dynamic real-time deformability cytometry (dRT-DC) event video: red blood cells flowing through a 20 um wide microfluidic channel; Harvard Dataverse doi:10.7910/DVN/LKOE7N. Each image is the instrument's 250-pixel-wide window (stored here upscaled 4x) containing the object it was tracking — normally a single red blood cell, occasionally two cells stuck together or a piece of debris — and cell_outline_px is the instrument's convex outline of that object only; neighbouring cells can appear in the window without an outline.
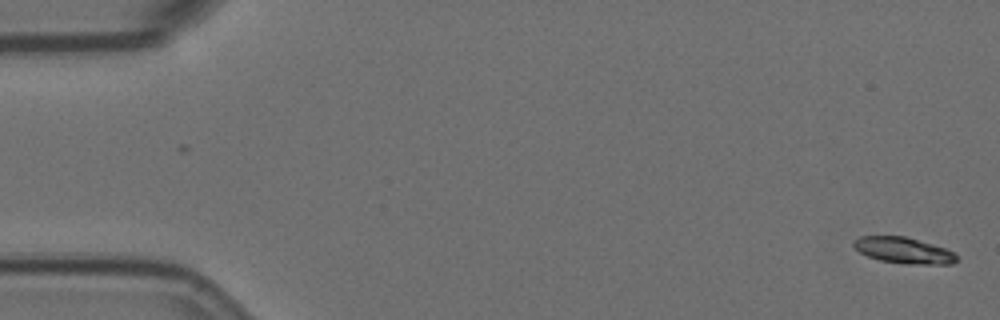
{"species": "Egyptian fruit bat (a non-hibernating species)", "species_latin": "Rousettus aegyptiacus", "temperature_condition": "room temperature", "stored_images_in_passage": 57, "camera_frame_rate_fps": 3000, "um_per_image_px": 0.085, "animal": {"sex": "female"}, "frame": {"image": 1, "passage_image": 1, "time_ms": 0.0, "image_size_px": [1000, 320], "cell_outline_px": [[960, 260], [952, 264], [904, 264], [880, 260], [868, 256], [860, 252], [852, 244], [860, 236], [904, 236], [932, 244], [944, 248], [952, 252]], "centroid_in_image_um": [76.83, 21.29], "position_along_channel_um": 8.2, "area_um2": 15.49}}
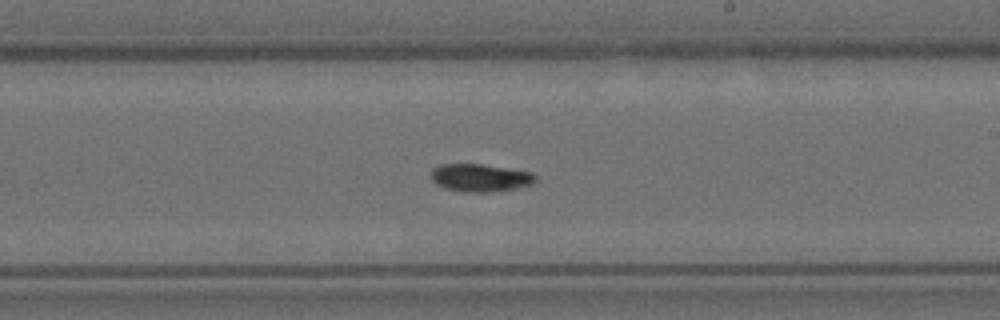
{"frame": {"image": 2, "passage_image": 33, "time_ms": 10.667, "image_size_px": [1000, 320], "cell_outline_px": [[536, 180], [532, 184], [516, 188], [492, 192], [464, 192], [444, 188], [436, 184], [432, 180], [432, 168], [440, 164], [480, 164], [532, 172], [536, 176]], "centroid_in_image_um": [40.81, 15.11], "position_along_channel_um": 248.2, "area_um2": 16.88}}
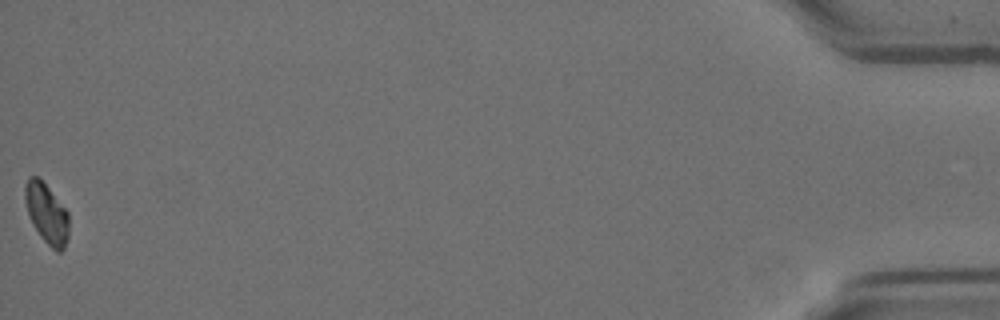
{"frame": {"image": 3, "passage_image": 57, "time_ms": 18.667, "image_size_px": [1000, 320], "cell_outline_px": [[68, 236], [64, 248], [60, 252], [56, 252], [40, 236], [32, 224], [24, 200], [24, 184], [28, 176], [36, 176], [48, 188], [68, 212]], "centroid_in_image_um": [3.94, 18.15], "position_along_channel_um": 431.3, "area_um2": 15.2}, "authors_computed_cell_mechanics": {"area_um2": 16.2418, "velocity_mm_per_s": 3.5496, "shape_relaxation_time_tau1_ms": 8.3524, "shape_relaxation_time_tau2_ms": null, "deformation_change_tau1": 0.1787, "deformation_change_tau2": null}}